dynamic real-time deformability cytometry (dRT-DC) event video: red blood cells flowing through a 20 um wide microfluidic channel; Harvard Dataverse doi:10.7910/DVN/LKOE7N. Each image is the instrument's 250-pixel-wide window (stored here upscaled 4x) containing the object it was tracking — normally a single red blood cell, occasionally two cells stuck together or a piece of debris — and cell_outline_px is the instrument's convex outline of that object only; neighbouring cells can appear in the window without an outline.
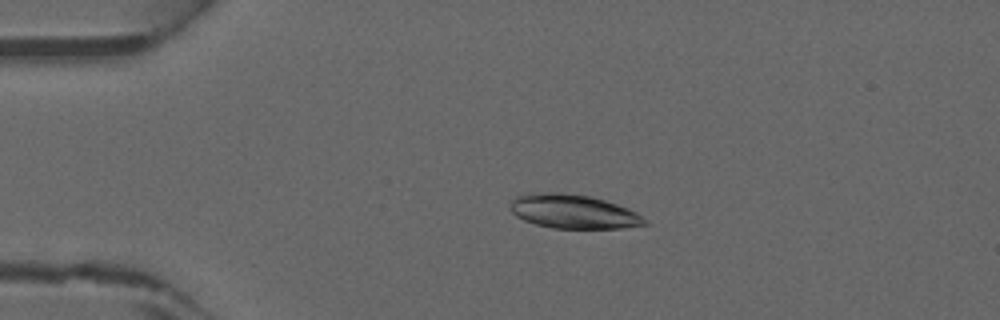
{"species": "common noctule bat (a hibernating species)", "species_latin": "Nyctalus noctula", "temperature_condition": "warm", "stored_images_in_passage": 42, "camera_frame_rate_fps": 3000, "um_per_image_px": 0.085, "animal": {"sex": "male", "forearm_length_mm": 52.5}, "frame": {"image": 1, "passage_image": 10, "time_ms": 3.0, "image_size_px": [1000, 320], "cell_outline_px": [[648, 224], [620, 228], [552, 228], [536, 224], [524, 220], [516, 216], [512, 212], [512, 200], [516, 196], [528, 192], [560, 192], [592, 196], [628, 208], [636, 212], [648, 220]], "centroid_in_image_um": [48.74, 17.97], "position_along_channel_um": 36.3, "area_um2": 26.7}}
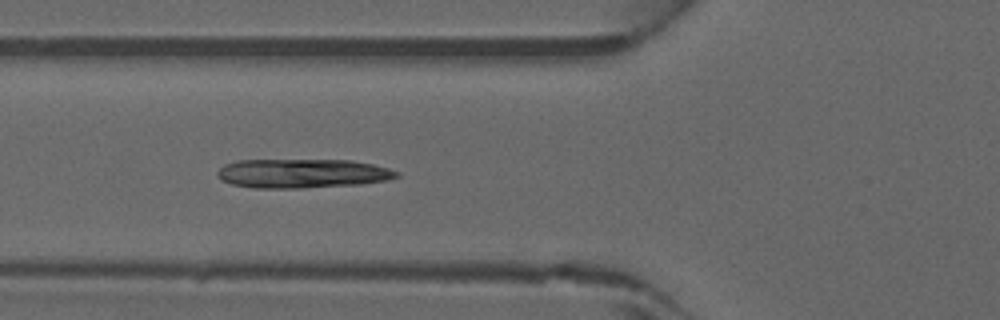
{"frame": {"image": 2, "passage_image": 17, "time_ms": 5.333, "image_size_px": [1000, 320], "cell_outline_px": [[400, 176], [388, 180], [360, 184], [304, 188], [256, 188], [232, 184], [220, 180], [216, 176], [216, 172], [224, 164], [236, 160], [352, 160], [372, 164], [388, 168], [400, 172]], "centroid_in_image_um": [25.69, 14.74], "position_along_channel_um": 100.1, "area_um2": 30.69}}
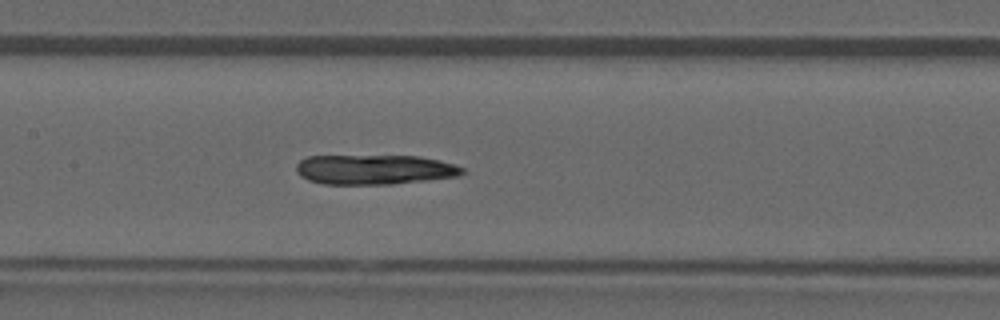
{"frame": {"image": 3, "passage_image": 22, "time_ms": 7.0, "image_size_px": [1000, 320], "cell_outline_px": [[464, 172], [460, 176], [392, 184], [324, 184], [308, 180], [300, 176], [296, 172], [296, 164], [300, 160], [308, 156], [420, 156], [440, 160], [464, 168]], "centroid_in_image_um": [31.81, 14.41], "position_along_channel_um": 175.6, "area_um2": 28.9}}